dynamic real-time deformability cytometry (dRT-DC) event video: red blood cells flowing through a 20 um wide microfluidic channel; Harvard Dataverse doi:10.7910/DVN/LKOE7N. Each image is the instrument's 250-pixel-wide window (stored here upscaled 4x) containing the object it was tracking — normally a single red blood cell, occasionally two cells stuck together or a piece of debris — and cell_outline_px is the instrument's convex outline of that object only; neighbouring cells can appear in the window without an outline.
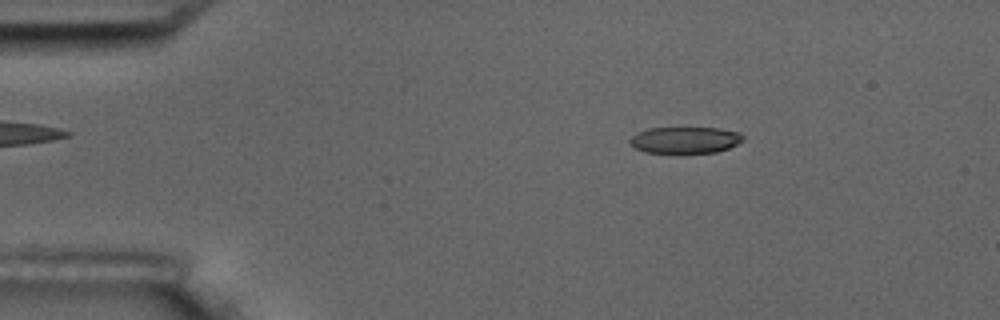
{"species": "common noctule bat (a hibernating species)", "species_latin": "Nyctalus noctula", "temperature_condition": "room temperature", "stored_images_in_passage": 5, "segment_of_instrument_passage": [1, 2], "camera_frame_rate_fps": 3000, "um_per_image_px": 0.085, "animal": {"sex": "male", "body_mass_g": 17.5, "forearm_length_mm": 52.3}, "frame": {"image": 1, "passage_image": 2, "time_ms": 1.333, "image_size_px": [1000, 320], "cell_outline_px": [[744, 140], [728, 148], [716, 152], [680, 156], [644, 152], [628, 144], [628, 140], [636, 132], [648, 128], [720, 128], [740, 132], [744, 136]], "centroid_in_image_um": [58.19, 11.95], "position_along_channel_um": 26.8, "area_um2": 18.5}}